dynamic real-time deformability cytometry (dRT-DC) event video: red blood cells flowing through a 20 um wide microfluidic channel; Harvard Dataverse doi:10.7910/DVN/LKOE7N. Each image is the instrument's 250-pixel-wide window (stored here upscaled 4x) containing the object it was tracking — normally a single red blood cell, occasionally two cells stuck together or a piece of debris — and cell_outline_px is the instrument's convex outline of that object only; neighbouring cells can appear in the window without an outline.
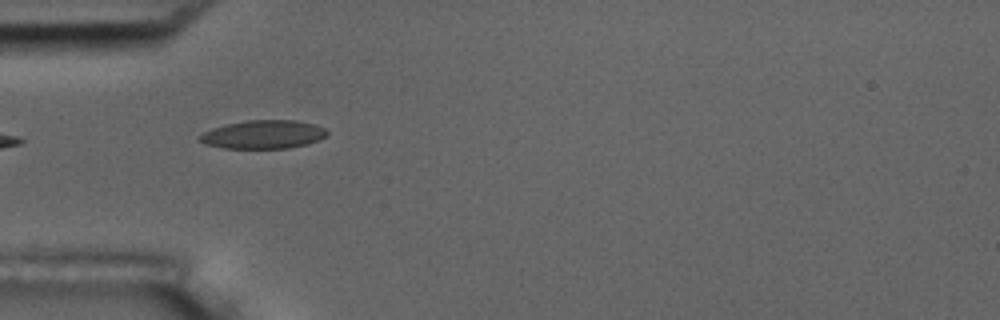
{"species": "common noctule bat (a hibernating species)", "species_latin": "Nyctalus noctula", "temperature_condition": "room temperature", "stored_images_in_passage": 35, "camera_frame_rate_fps": 3000, "um_per_image_px": 0.085, "animal": {"sex": "male", "body_mass_g": 17.5, "forearm_length_mm": 52.3}, "frame": {"image": 1, "passage_image": 1, "time_ms": 0.0, "image_size_px": [1000, 320], "cell_outline_px": [[328, 132], [324, 136], [308, 144], [288, 148], [220, 148], [204, 144], [196, 136], [212, 128], [244, 120], [296, 120], [316, 124], [324, 128]], "centroid_in_image_um": [22.34, 11.42], "position_along_channel_um": 62.7, "area_um2": 21.15}, "authors_computed_cell_mechanics": {"area_um2": 18.0914, "velocity_mm_per_s": 3.6387, "shape_relaxation_time_tau1_ms": 2.5027, "shape_relaxation_time_tau2_ms": 1.3989, "deformation_change_tau1": 0.1539, "deformation_change_tau2": 0.0526}}